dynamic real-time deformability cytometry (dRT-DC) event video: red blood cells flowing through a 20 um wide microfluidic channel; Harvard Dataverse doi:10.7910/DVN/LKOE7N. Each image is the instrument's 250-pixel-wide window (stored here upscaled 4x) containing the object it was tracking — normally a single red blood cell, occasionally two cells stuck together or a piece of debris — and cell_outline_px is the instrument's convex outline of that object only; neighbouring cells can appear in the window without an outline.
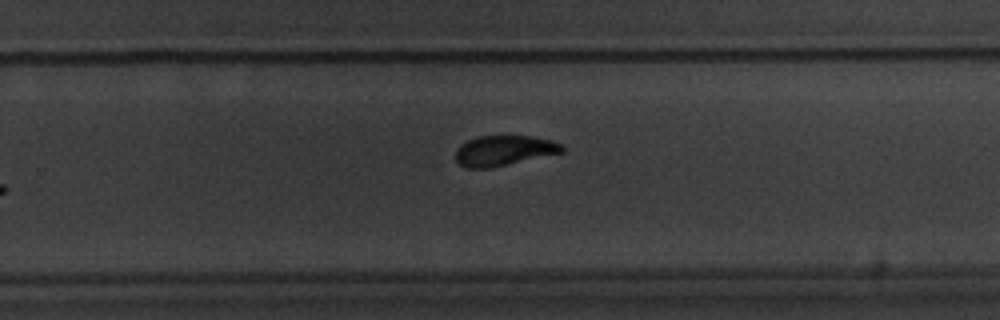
{"species": "common noctule bat (a hibernating species)", "species_latin": "Nyctalus noctula", "temperature_condition": "warm", "stored_images_in_passage": 12, "camera_frame_rate_fps": 3000, "um_per_image_px": 0.085, "animal": {"sex": "male", "body_mass_g": 20.1, "forearm_length_mm": 53.5}, "frame": {"image": 1, "passage_image": 12, "time_ms": 14.667, "image_size_px": [1000, 320], "cell_outline_px": [[564, 152], [488, 168], [464, 168], [456, 160], [456, 148], [460, 144], [468, 140], [480, 136], [532, 136], [552, 140], [560, 144], [564, 148]], "centroid_in_image_um": [42.81, 12.79], "position_along_channel_um": 287.0, "area_um2": 18.61}}